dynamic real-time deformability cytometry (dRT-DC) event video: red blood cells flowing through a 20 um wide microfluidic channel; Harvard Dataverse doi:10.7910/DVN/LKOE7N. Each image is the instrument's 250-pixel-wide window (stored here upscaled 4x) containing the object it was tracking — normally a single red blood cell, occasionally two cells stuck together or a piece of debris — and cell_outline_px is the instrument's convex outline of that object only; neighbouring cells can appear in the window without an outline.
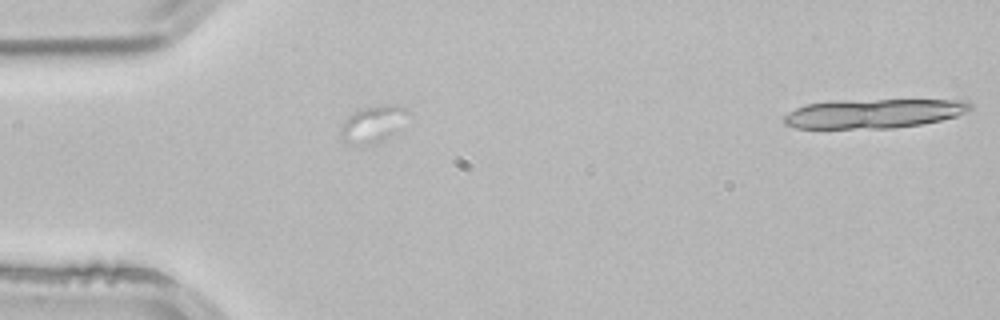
{"species": "common noctule bat (a hibernating species)", "species_latin": "Nyctalus noctula", "temperature_condition": "room temperature", "stored_images_in_passage": 5, "camera_frame_rate_fps": 3000, "um_per_image_px": 0.085, "animal": {"sex": "male", "body_mass_g": 21.5, "forearm_length_mm": 52.0}, "frame": {"image": 1, "passage_image": 4, "time_ms": 1.0, "image_size_px": [1000, 320], "cell_outline_px": [[412, 112], [384, 140], [376, 144], [364, 144], [340, 140], [340, 124], [356, 108], [380, 104], [400, 104]], "centroid_in_image_um": [31.67, 10.47], "position_along_channel_um": 53.3, "area_um2": 14.62}}